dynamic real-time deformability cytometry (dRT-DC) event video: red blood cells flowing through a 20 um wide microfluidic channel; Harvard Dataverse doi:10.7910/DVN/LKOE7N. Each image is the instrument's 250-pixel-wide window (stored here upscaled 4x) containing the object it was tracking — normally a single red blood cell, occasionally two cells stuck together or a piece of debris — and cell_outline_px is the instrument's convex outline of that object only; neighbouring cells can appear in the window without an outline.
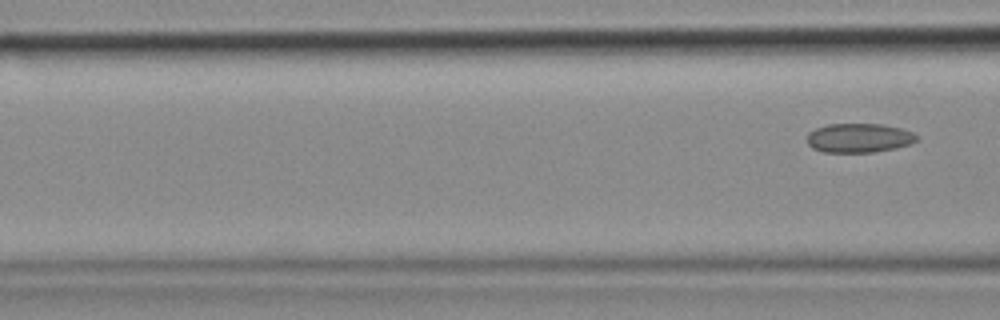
{"species": "common noctule bat (a hibernating species)", "species_latin": "Nyctalus noctula", "temperature_condition": "cold", "stored_images_in_passage": 7, "camera_frame_rate_fps": 3000, "um_per_image_px": 0.085, "animal": {"sex": "female", "body_mass_g": 18.4}, "frame": {"image": 1, "passage_image": 7, "time_ms": 2.0, "image_size_px": [1000, 320], "cell_outline_px": [[920, 140], [896, 148], [872, 152], [824, 152], [812, 148], [808, 144], [808, 132], [816, 128], [828, 124], [884, 124], [900, 128], [912, 132], [920, 136]], "centroid_in_image_um": [73.04, 11.72], "position_along_channel_um": 93.6, "area_um2": 18.73}}